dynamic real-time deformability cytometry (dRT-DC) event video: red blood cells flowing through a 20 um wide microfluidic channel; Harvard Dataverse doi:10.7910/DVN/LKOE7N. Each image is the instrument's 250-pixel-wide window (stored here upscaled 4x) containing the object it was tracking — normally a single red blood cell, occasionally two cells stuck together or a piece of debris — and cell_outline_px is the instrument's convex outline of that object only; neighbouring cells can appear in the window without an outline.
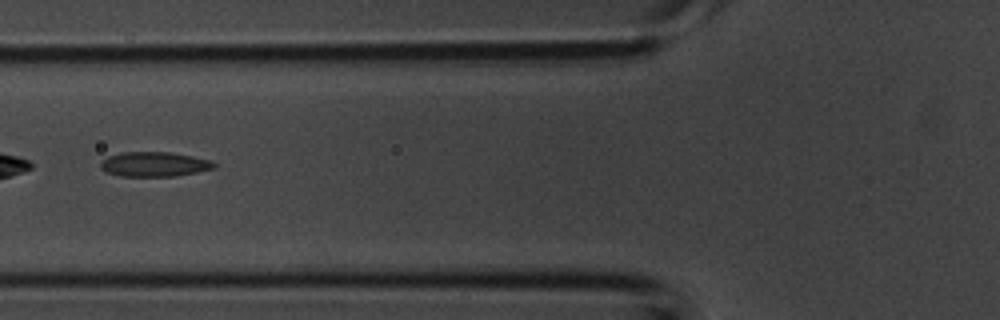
{"species": "common noctule bat (a hibernating species)", "species_latin": "Nyctalus noctula", "temperature_condition": "room temperature", "stored_images_in_passage": 38, "camera_frame_rate_fps": 3000, "um_per_image_px": 0.085, "animal": {"sex": "male", "body_mass_g": 20.1, "forearm_length_mm": 53.5}, "frame": {"image": 1, "passage_image": 15, "time_ms": 4.667, "image_size_px": [1000, 320], "cell_outline_px": [[216, 168], [176, 176], [120, 176], [108, 172], [100, 168], [100, 164], [108, 156], [120, 152], [168, 152], [192, 156], [208, 160], [216, 164]], "centroid_in_image_um": [13.11, 13.96], "position_along_channel_um": 112.7, "area_um2": 16.18}}
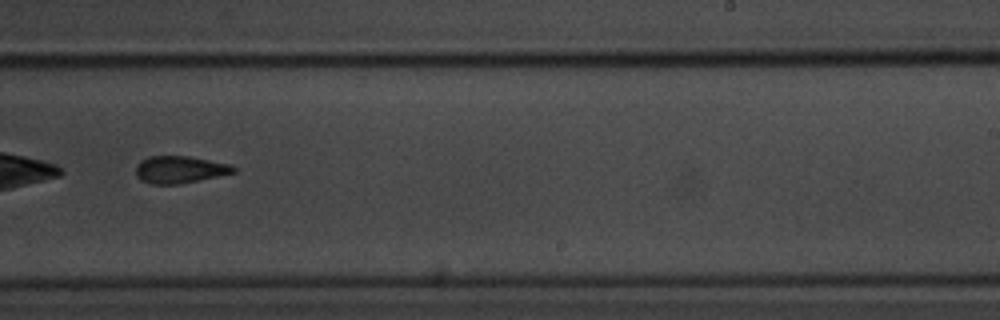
{"frame": {"image": 2, "passage_image": 25, "time_ms": 8.0, "image_size_px": [1000, 320], "cell_outline_px": [[236, 172], [180, 184], [152, 184], [140, 180], [136, 176], [136, 164], [140, 160], [148, 156], [188, 156], [228, 164], [236, 168]], "centroid_in_image_um": [15.22, 14.41], "position_along_channel_um": 273.8, "area_um2": 15.43}}
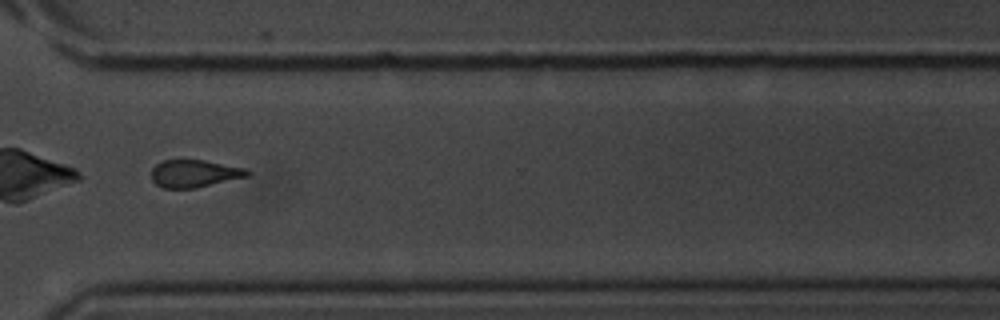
{"frame": {"image": 3, "passage_image": 30, "time_ms": 9.667, "image_size_px": [1000, 320], "cell_outline_px": [[252, 172], [248, 176], [196, 188], [164, 188], [156, 184], [152, 180], [152, 168], [160, 160], [204, 160], [248, 168]], "centroid_in_image_um": [16.55, 14.74], "position_along_channel_um": 354.1, "area_um2": 15.49}}